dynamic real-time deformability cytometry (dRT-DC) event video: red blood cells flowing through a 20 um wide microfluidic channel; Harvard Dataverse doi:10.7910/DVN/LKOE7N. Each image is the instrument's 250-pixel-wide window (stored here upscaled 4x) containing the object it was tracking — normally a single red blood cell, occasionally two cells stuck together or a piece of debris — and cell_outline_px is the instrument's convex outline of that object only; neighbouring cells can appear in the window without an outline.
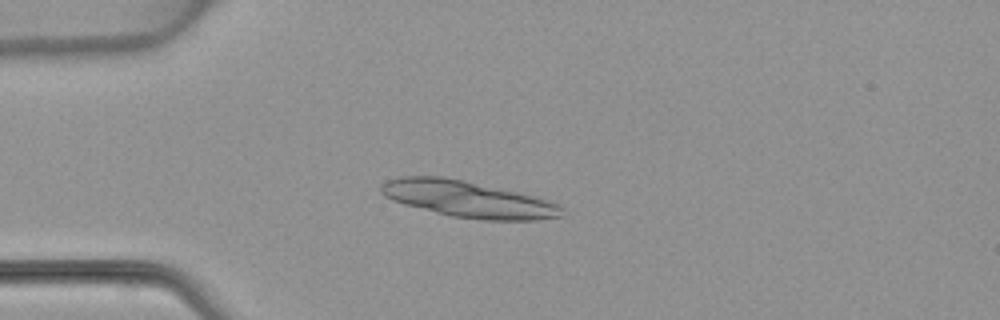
{"species": "common noctule bat (a hibernating species)", "species_latin": "Nyctalus noctula", "temperature_condition": "warm", "stored_images_in_passage": 2, "camera_frame_rate_fps": 3000, "um_per_image_px": 0.085, "animal": {"sex": "female", "body_mass_g": 22.7, "forearm_length_mm": 54.2}, "frame": {"image": 1, "passage_image": 1, "time_ms": 0.0, "image_size_px": [1000, 320], "cell_outline_px": [[564, 216], [536, 220], [484, 220], [452, 216], [404, 204], [392, 200], [384, 196], [380, 192], [380, 184], [384, 180], [400, 176], [440, 176], [464, 180], [500, 188], [548, 200], [560, 204], [564, 208]], "centroid_in_image_um": [39.76, 16.92], "position_along_channel_um": 45.2, "area_um2": 38.38}}